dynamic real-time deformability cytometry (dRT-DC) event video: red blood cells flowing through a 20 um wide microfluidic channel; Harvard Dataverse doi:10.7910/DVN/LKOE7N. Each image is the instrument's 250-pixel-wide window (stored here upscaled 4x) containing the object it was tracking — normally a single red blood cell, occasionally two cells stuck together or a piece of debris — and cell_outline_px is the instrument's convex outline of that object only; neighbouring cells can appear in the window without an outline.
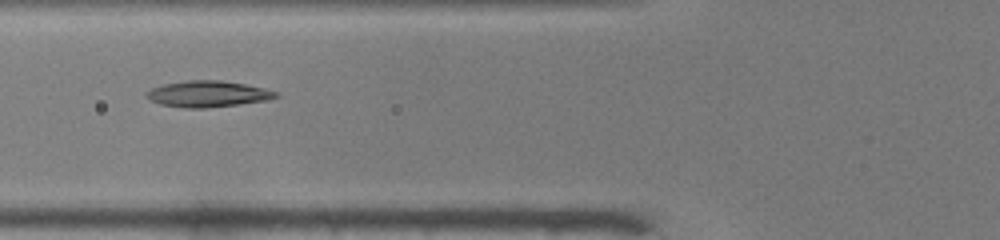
{"species": "common noctule bat (a hibernating species)", "species_latin": "Nyctalus noctula", "temperature_condition": "warm", "stored_images_in_passage": 38, "camera_frame_rate_fps": 3000, "um_per_image_px": 0.085, "animal": {"sex": "male", "body_mass_g": 19.0, "forearm_length_mm": 50.8}, "frame": {"image": 1, "passage_image": 7, "time_ms": 2.0, "image_size_px": [1000, 240], "cell_outline_px": [[280, 96], [268, 100], [204, 108], [184, 108], [160, 104], [144, 96], [144, 92], [152, 88], [164, 84], [188, 80], [220, 80], [244, 84], [264, 88], [276, 92]], "centroid_in_image_um": [17.63, 7.98], "position_along_channel_um": 108.2, "area_um2": 19.59}}
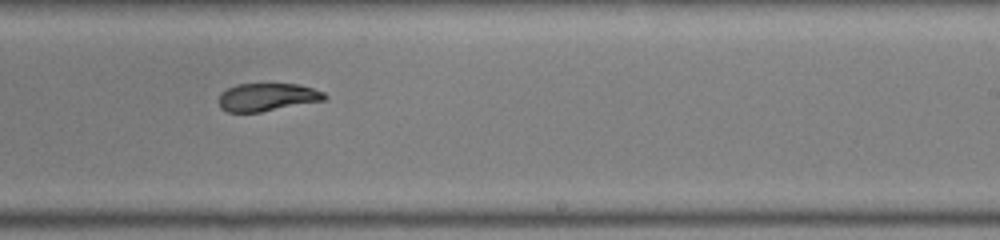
{"frame": {"image": 2, "passage_image": 19, "time_ms": 6.0, "image_size_px": [1000, 240], "cell_outline_px": [[328, 96], [324, 100], [260, 112], [228, 112], [220, 108], [220, 92], [236, 84], [300, 84], [324, 92]], "centroid_in_image_um": [22.71, 8.25], "position_along_channel_um": 266.3, "area_um2": 17.11}}
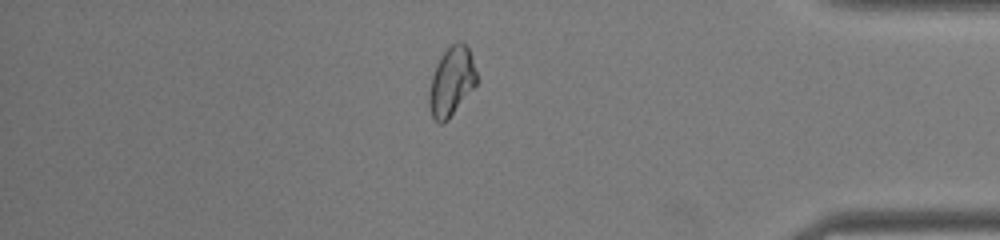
{"frame": {"image": 3, "passage_image": 31, "time_ms": 10.0, "image_size_px": [1000, 240], "cell_outline_px": [[480, 80], [448, 120], [440, 124], [432, 116], [428, 104], [428, 92], [432, 76], [436, 64], [440, 56], [456, 40], [460, 40], [468, 48]], "centroid_in_image_um": [38.39, 6.92], "position_along_channel_um": 396.8, "area_um2": 19.31}, "authors_computed_cell_mechanics": {"area_um2": 19.2763, "velocity_mm_per_s": 3.9685, "shape_relaxation_time_tau1_ms": 4.7097, "shape_relaxation_time_tau2_ms": 4.818, "deformation_change_tau1": 0.1648, "deformation_change_tau2": 0.0788}}